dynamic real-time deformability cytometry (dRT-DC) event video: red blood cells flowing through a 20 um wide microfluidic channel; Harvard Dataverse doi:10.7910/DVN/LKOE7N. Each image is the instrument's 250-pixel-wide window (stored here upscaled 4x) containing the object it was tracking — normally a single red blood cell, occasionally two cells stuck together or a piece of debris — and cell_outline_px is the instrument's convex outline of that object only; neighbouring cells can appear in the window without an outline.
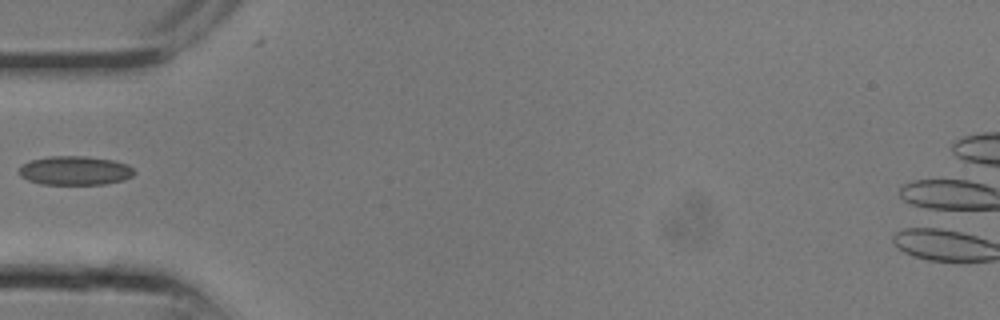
{"species": "common noctule bat (a hibernating species)", "species_latin": "Nyctalus noctula", "temperature_condition": "room temperature", "stored_images_in_passage": 25, "camera_frame_rate_fps": 3000, "um_per_image_px": 0.085, "animal": {"sex": "male", "body_mass_g": 13.3}, "frame": {"image": 1, "passage_image": 9, "time_ms": 2.667, "image_size_px": [1000, 320], "cell_outline_px": [[136, 172], [132, 176], [124, 180], [104, 184], [40, 184], [28, 180], [20, 176], [20, 168], [28, 160], [48, 156], [84, 156], [112, 160], [128, 164]], "centroid_in_image_um": [6.38, 14.49], "position_along_channel_um": 78.6, "area_um2": 19.48}}
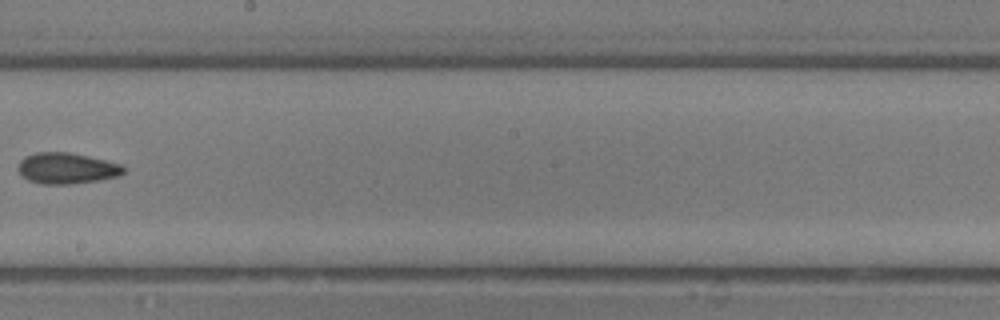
{"frame": {"image": 2, "passage_image": 15, "time_ms": 4.667, "image_size_px": [1000, 320], "cell_outline_px": [[124, 172], [120, 176], [100, 180], [68, 184], [40, 184], [28, 180], [16, 168], [20, 160], [24, 156], [36, 152], [68, 152], [88, 156], [124, 164]], "centroid_in_image_um": [5.68, 14.3], "position_along_channel_um": 242.5, "area_um2": 19.25}}
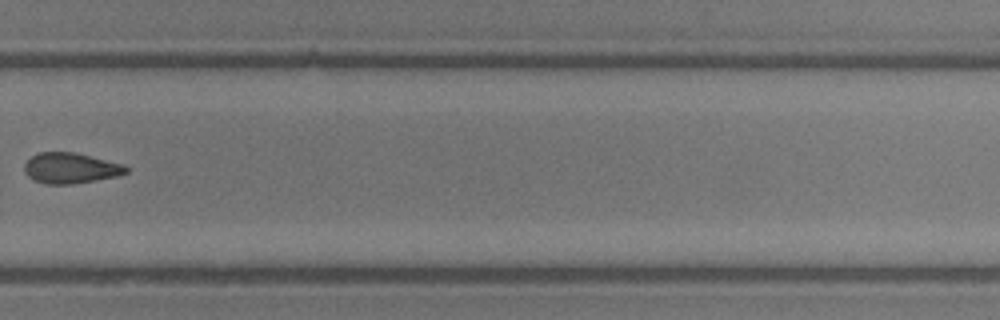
{"frame": {"image": 3, "passage_image": 18, "time_ms": 5.667, "image_size_px": [1000, 320], "cell_outline_px": [[128, 172], [116, 176], [96, 180], [72, 184], [44, 184], [28, 176], [24, 172], [24, 164], [32, 156], [40, 152], [76, 152], [124, 164], [128, 168]], "centroid_in_image_um": [6.01, 14.28], "position_along_channel_um": 323.8, "area_um2": 18.15}}